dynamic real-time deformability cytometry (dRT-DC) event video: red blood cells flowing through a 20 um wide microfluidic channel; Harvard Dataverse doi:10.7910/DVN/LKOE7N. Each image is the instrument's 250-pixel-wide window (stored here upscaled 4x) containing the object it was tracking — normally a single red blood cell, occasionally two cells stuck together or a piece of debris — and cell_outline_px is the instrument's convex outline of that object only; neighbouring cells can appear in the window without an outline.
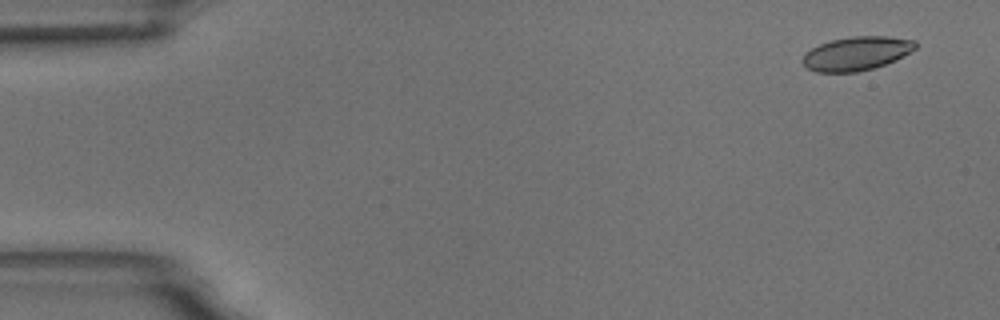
{"species": "common noctule bat (a hibernating species)", "species_latin": "Nyctalus noctula", "temperature_condition": "room temperature", "stored_images_in_passage": 7, "camera_frame_rate_fps": 3000, "um_per_image_px": 0.085, "animal": {"sex": "male", "body_mass_g": 18.8}, "frame": {"image": 1, "passage_image": 1, "time_ms": 0.0, "image_size_px": [1000, 320], "cell_outline_px": [[916, 48], [884, 64], [872, 68], [856, 72], [816, 72], [808, 68], [800, 60], [804, 52], [820, 44], [832, 40], [852, 36], [888, 36], [916, 40]], "centroid_in_image_um": [72.75, 4.54], "position_along_channel_um": 12.3, "area_um2": 21.96}}
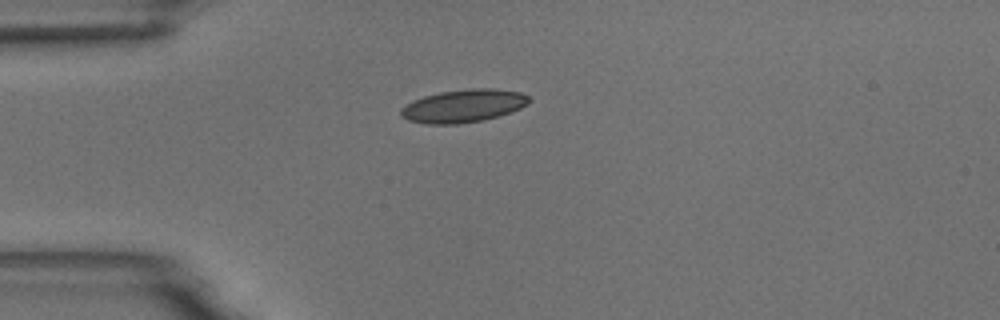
{"frame": {"image": 2, "passage_image": 4, "time_ms": 3.667, "image_size_px": [1000, 320], "cell_outline_px": [[532, 100], [528, 104], [520, 108], [496, 116], [480, 120], [456, 124], [428, 124], [408, 120], [400, 116], [400, 108], [412, 100], [424, 96], [440, 92], [468, 88], [492, 88], [520, 92], [528, 96]], "centroid_in_image_um": [39.36, 8.99], "position_along_channel_um": 45.6, "area_um2": 24.51}}